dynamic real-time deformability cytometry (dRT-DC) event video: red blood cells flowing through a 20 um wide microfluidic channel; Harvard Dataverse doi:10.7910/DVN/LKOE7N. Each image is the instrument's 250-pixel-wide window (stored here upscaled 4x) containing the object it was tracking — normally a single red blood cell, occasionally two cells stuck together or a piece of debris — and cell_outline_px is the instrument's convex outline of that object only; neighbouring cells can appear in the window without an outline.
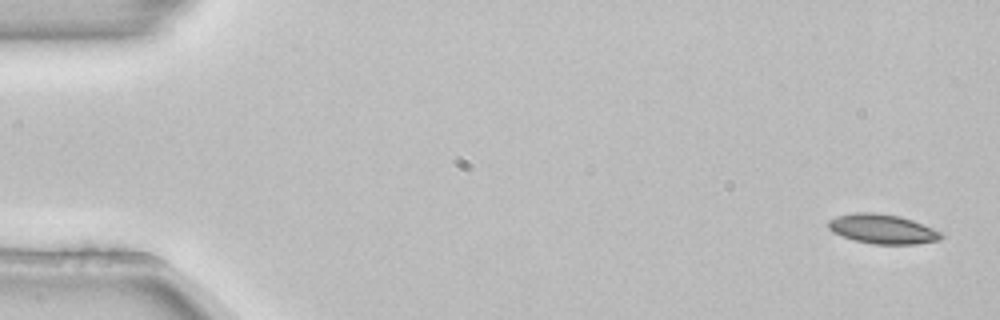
{"species": "common noctule bat (a hibernating species)", "species_latin": "Nyctalus noctula", "temperature_condition": "room temperature", "stored_images_in_passage": 6, "camera_frame_rate_fps": 3000, "um_per_image_px": 0.085, "animal": {"sex": "female", "body_mass_g": 22.7, "forearm_length_mm": 54.2}, "frame": {"image": 1, "passage_image": 1, "time_ms": 0.0, "image_size_px": [1000, 320], "cell_outline_px": [[944, 236], [940, 240], [916, 244], [872, 244], [856, 240], [832, 232], [828, 228], [828, 220], [836, 216], [856, 212], [876, 212], [900, 216], [912, 220], [932, 228], [940, 232]], "centroid_in_image_um": [75.0, 19.46], "position_along_channel_um": 10.0, "area_um2": 19.36}}
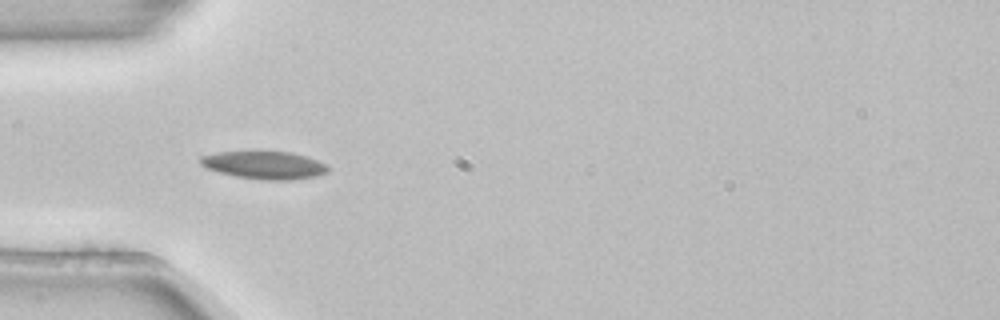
{"frame": {"image": 2, "passage_image": 5, "time_ms": 1.333, "image_size_px": [1000, 320], "cell_outline_px": [[328, 172], [316, 176], [292, 180], [264, 180], [236, 176], [220, 172], [208, 168], [200, 164], [200, 156], [216, 152], [248, 148], [260, 148], [292, 152], [328, 164]], "centroid_in_image_um": [22.44, 13.96], "position_along_channel_um": 62.6, "area_um2": 21.73}}